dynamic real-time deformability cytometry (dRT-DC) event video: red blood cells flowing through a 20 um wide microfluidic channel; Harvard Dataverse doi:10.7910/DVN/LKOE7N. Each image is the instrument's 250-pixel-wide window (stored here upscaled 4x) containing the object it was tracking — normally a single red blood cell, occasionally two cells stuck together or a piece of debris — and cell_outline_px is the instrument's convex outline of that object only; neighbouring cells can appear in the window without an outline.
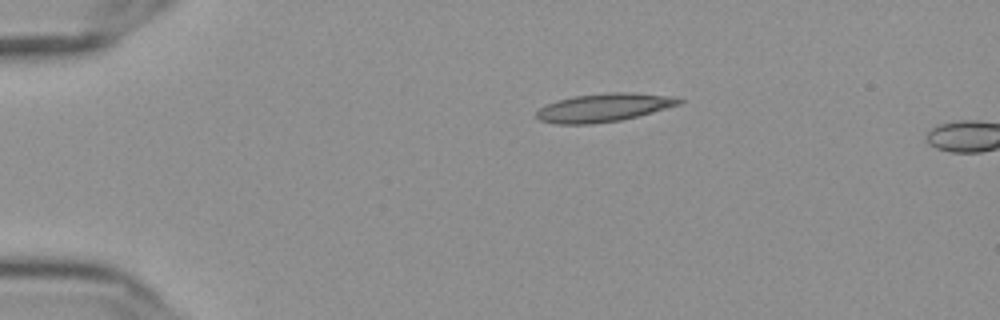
{"species": "Egyptian fruit bat (a non-hibernating species)", "species_latin": "Rousettus aegyptiacus", "temperature_condition": "cold", "stored_images_in_passage": 4, "camera_frame_rate_fps": 3000, "um_per_image_px": 0.085, "frame": {"image": 1, "passage_image": 1, "time_ms": 0.0, "image_size_px": [1000, 320], "cell_outline_px": [[684, 100], [680, 104], [652, 112], [620, 120], [592, 124], [556, 124], [540, 120], [536, 116], [536, 112], [544, 104], [556, 100], [572, 96], [608, 92], [628, 92], [672, 96]], "centroid_in_image_um": [51.28, 9.14], "position_along_channel_um": 33.7, "area_um2": 23.52}}